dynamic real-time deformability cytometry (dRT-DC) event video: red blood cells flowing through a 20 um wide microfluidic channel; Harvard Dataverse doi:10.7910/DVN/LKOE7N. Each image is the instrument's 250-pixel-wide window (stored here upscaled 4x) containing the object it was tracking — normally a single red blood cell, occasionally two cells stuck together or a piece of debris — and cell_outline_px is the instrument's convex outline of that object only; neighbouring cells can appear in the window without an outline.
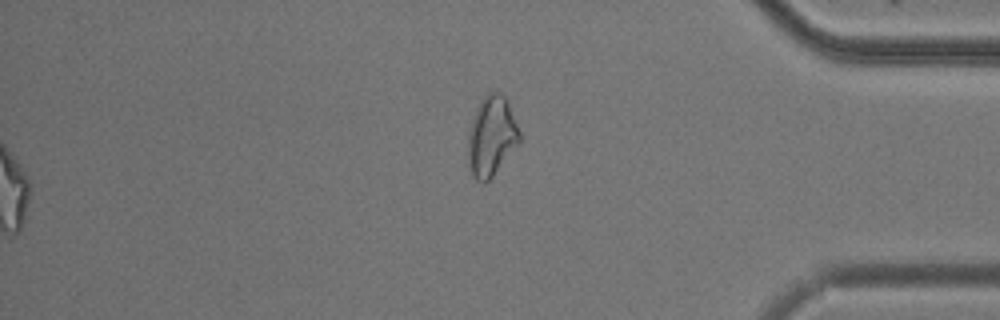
{"species": "common noctule bat (a hibernating species)", "species_latin": "Nyctalus noctula", "temperature_condition": "cold", "stored_images_in_passage": 41, "segment_of_instrument_passage": [2, 2], "camera_frame_rate_fps": 3000, "um_per_image_px": 0.085, "animal": {"sex": "male", "body_mass_g": 20.5, "forearm_length_mm": 52.5}, "frame": {"image": 1, "passage_image": 41, "time_ms": 13.333, "image_size_px": [1000, 320], "cell_outline_px": [[520, 144], [492, 176], [484, 184], [476, 180], [472, 176], [468, 160], [468, 132], [472, 116], [480, 100], [488, 92], [500, 92], [508, 100], [520, 132]], "centroid_in_image_um": [41.78, 11.56], "position_along_channel_um": 393.4, "area_um2": 24.33}}